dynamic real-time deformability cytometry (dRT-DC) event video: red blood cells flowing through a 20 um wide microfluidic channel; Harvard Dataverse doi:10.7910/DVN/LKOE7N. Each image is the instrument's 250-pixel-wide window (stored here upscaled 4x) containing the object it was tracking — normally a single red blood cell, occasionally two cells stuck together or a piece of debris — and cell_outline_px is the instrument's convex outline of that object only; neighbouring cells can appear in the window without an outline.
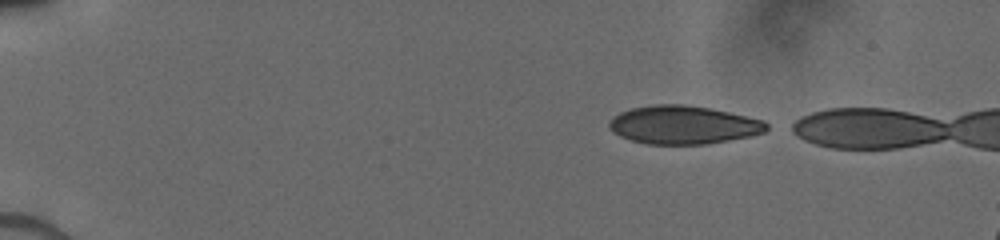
{"species": "human", "species_latin": "Homo sapiens", "temperature_condition": "cold", "stored_images_in_passage": 5, "camera_frame_rate_fps": 3000, "um_per_image_px": 0.085, "donor": {"sex": "male"}, "frame": {"image": 1, "passage_image": 1, "time_ms": 0.0, "image_size_px": [1000, 240], "cell_outline_px": [[768, 128], [764, 132], [752, 136], [708, 144], [648, 144], [632, 140], [620, 136], [612, 132], [608, 128], [608, 124], [612, 116], [620, 112], [632, 108], [652, 104], [684, 104], [708, 108], [728, 112], [764, 120], [768, 124]], "centroid_in_image_um": [58.07, 10.61], "position_along_channel_um": 26.9, "area_um2": 35.26}}